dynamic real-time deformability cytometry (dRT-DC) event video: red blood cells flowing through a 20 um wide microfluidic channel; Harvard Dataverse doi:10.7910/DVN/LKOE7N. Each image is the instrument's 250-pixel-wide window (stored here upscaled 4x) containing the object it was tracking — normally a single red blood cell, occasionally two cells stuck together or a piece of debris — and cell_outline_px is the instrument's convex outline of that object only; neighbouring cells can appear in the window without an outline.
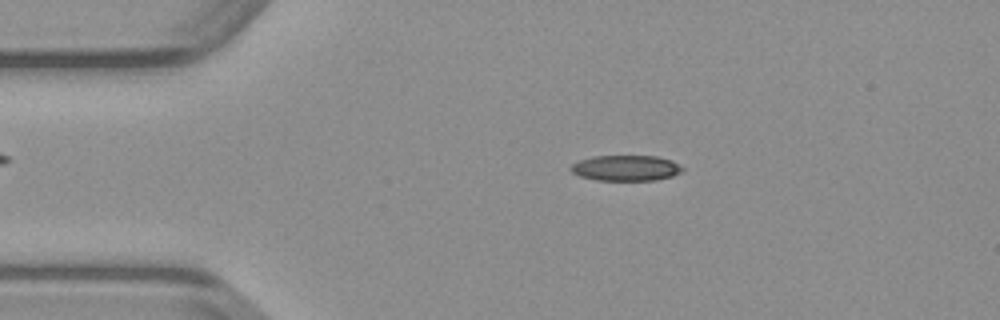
{"species": "common noctule bat (a hibernating species)", "species_latin": "Nyctalus noctula", "temperature_condition": "warm", "stored_images_in_passage": 48, "camera_frame_rate_fps": 3000, "um_per_image_px": 0.085, "animal": {"sex": "male", "body_mass_g": 23.1, "forearm_length_mm": 52.7}, "frame": {"image": 1, "passage_image": 9, "time_ms": 2.667, "image_size_px": [1000, 320], "cell_outline_px": [[684, 168], [680, 172], [672, 176], [656, 180], [596, 180], [580, 176], [572, 172], [568, 168], [572, 164], [580, 160], [592, 156], [656, 156], [672, 160], [680, 164]], "centroid_in_image_um": [53.2, 14.28], "position_along_channel_um": 31.8, "area_um2": 16.7}}
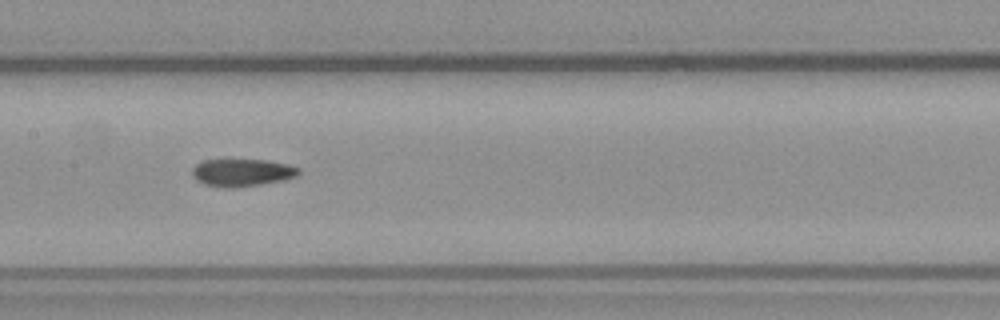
{"frame": {"image": 2, "passage_image": 23, "time_ms": 7.333, "image_size_px": [1000, 320], "cell_outline_px": [[300, 172], [296, 176], [284, 180], [236, 188], [220, 188], [204, 184], [196, 180], [192, 176], [192, 168], [196, 164], [204, 160], [264, 160], [288, 164], [300, 168]], "centroid_in_image_um": [20.55, 14.68], "position_along_channel_um": 186.9, "area_um2": 17.17}}
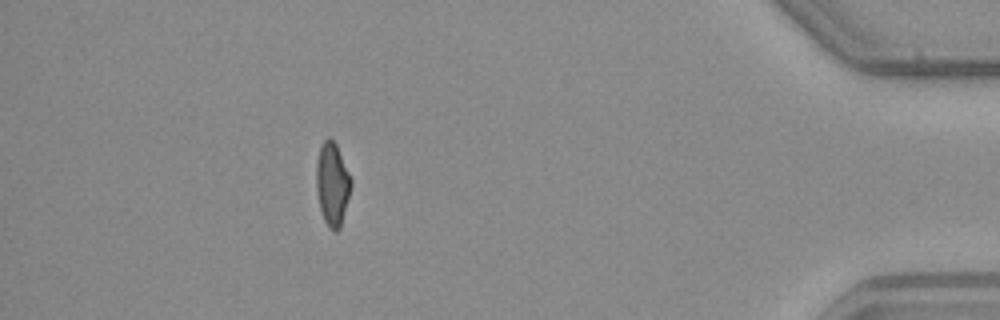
{"frame": {"image": 3, "passage_image": 43, "time_ms": 14.0, "image_size_px": [1000, 320], "cell_outline_px": [[352, 184], [340, 228], [336, 232], [328, 228], [324, 220], [320, 208], [316, 188], [316, 160], [320, 148], [324, 140], [328, 136], [336, 144], [352, 180]], "centroid_in_image_um": [28.24, 15.65], "position_along_channel_um": 407.0, "area_um2": 16.76}}